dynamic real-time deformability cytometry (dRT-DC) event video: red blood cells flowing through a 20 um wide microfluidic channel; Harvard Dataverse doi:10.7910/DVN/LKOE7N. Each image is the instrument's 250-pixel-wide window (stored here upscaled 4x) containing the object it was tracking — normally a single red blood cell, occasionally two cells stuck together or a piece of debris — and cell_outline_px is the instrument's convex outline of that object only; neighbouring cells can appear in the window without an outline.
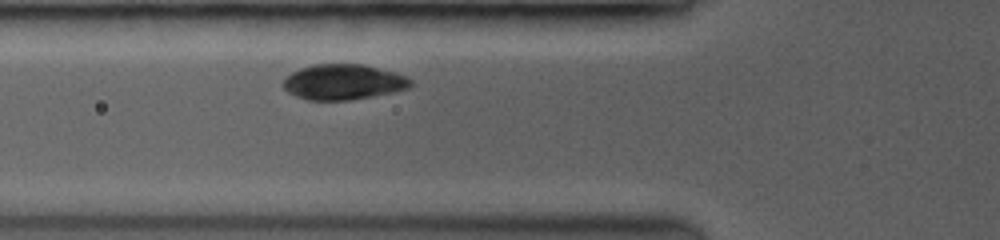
{"species": "common noctule bat (a hibernating species)", "species_latin": "Nyctalus noctula", "temperature_condition": "room temperature", "stored_images_in_passage": 4, "camera_frame_rate_fps": 3500, "um_per_image_px": 0.085, "animal": {"sex": "female", "body_mass_g": 19.0, "forearm_length_mm": 53.3}, "frame": {"image": 1, "passage_image": 2, "time_ms": 0.571, "image_size_px": [1000, 240], "cell_outline_px": [[412, 84], [408, 88], [392, 92], [348, 100], [308, 100], [288, 92], [284, 88], [284, 80], [292, 72], [300, 68], [316, 64], [360, 64], [396, 72], [412, 80]], "centroid_in_image_um": [29.18, 6.96], "position_along_channel_um": 96.6, "area_um2": 25.89}}
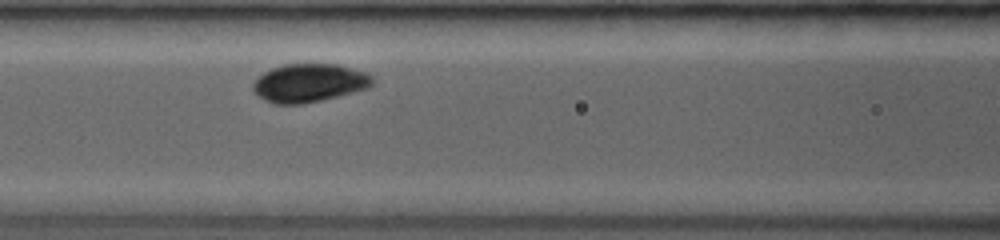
{"frame": {"image": 2, "passage_image": 4, "time_ms": 1.714, "image_size_px": [1000, 240], "cell_outline_px": [[372, 84], [364, 88], [336, 96], [320, 100], [300, 104], [276, 104], [260, 96], [252, 88], [252, 84], [264, 72], [272, 68], [284, 64], [336, 64], [368, 72], [372, 76]], "centroid_in_image_um": [26.27, 7.03], "position_along_channel_um": 140.3, "area_um2": 26.13}}